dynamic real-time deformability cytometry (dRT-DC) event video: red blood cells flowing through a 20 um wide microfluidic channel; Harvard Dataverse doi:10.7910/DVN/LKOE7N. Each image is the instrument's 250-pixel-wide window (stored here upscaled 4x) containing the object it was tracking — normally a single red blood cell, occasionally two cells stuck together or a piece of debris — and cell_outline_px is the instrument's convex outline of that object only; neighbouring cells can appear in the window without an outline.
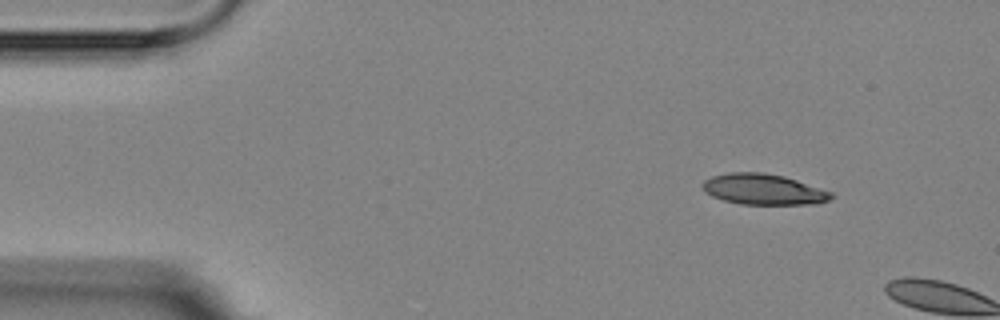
{"species": "Egyptian fruit bat (a non-hibernating species)", "species_latin": "Rousettus aegyptiacus", "temperature_condition": "room temperature", "stored_images_in_passage": 2, "camera_frame_rate_fps": 3000, "um_per_image_px": 0.085, "animal": {"sex": "female"}, "frame": {"image": 1, "passage_image": 1, "time_ms": 0.0, "image_size_px": [1000, 320], "cell_outline_px": [[836, 196], [828, 200], [816, 204], [740, 204], [724, 200], [712, 196], [704, 188], [704, 180], [712, 176], [728, 172], [764, 172], [784, 176], [832, 192]], "centroid_in_image_um": [64.93, 16.09], "position_along_channel_um": 20.1, "area_um2": 22.89}}